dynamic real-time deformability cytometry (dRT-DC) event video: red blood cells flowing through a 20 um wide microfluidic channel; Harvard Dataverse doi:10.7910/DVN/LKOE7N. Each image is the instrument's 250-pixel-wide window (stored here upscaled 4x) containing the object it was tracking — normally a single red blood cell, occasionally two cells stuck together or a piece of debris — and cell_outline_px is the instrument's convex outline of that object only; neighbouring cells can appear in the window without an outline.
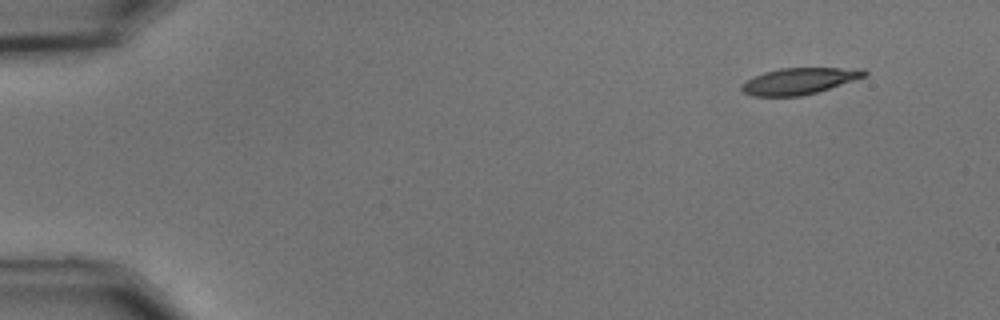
{"species": "common noctule bat (a hibernating species)", "species_latin": "Nyctalus noctula", "temperature_condition": "cold", "stored_images_in_passage": 53, "camera_frame_rate_fps": 3000, "um_per_image_px": 0.085, "animal": {"sex": "male", "body_mass_g": 15.6}, "frame": {"image": 1, "passage_image": 1, "time_ms": 0.0, "image_size_px": [1000, 320], "cell_outline_px": [[868, 72], [864, 76], [816, 92], [800, 96], [752, 96], [744, 92], [740, 88], [740, 84], [764, 72], [780, 68], [864, 68]], "centroid_in_image_um": [67.9, 6.88], "position_along_channel_um": 17.1, "area_um2": 18.55}}
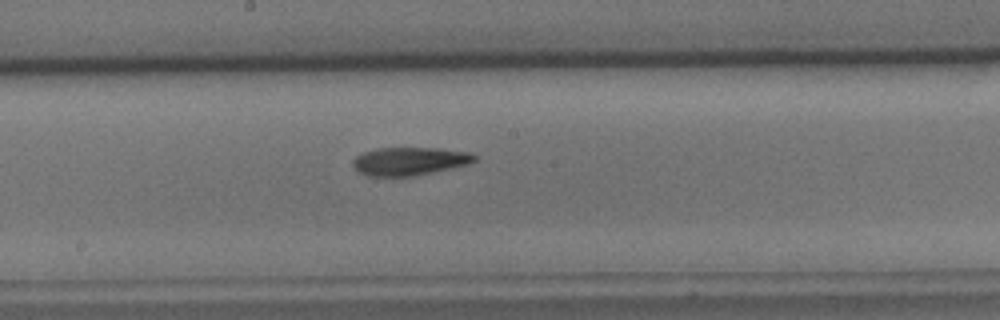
{"frame": {"image": 2, "passage_image": 27, "time_ms": 8.667, "image_size_px": [1000, 320], "cell_outline_px": [[476, 160], [468, 164], [452, 168], [416, 176], [368, 176], [356, 172], [352, 164], [352, 160], [356, 156], [364, 152], [376, 148], [440, 148], [472, 152], [476, 156]], "centroid_in_image_um": [34.8, 13.7], "position_along_channel_um": 213.4, "area_um2": 20.23}}
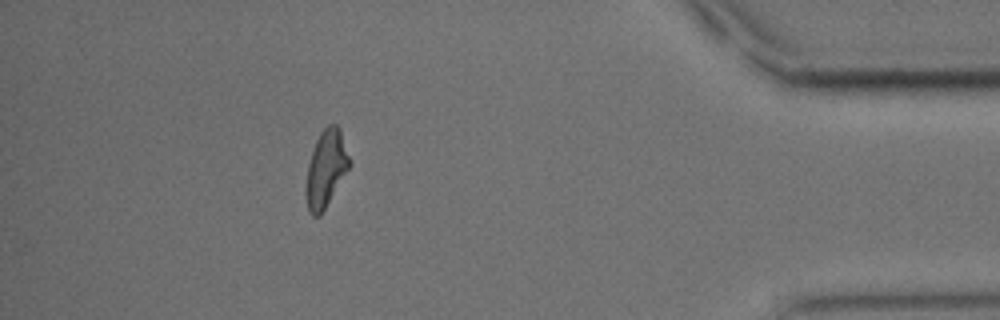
{"frame": {"image": 3, "passage_image": 47, "time_ms": 15.333, "image_size_px": [1000, 320], "cell_outline_px": [[352, 164], [320, 216], [312, 216], [308, 212], [304, 192], [308, 164], [316, 140], [320, 132], [328, 124], [336, 124], [340, 128]], "centroid_in_image_um": [27.7, 14.35], "position_along_channel_um": 407.5, "area_um2": 19.71}, "authors_computed_cell_mechanics": {"area_um2": 19.8832, "velocity_mm_per_s": 3.5599, "shape_relaxation_time_tau1_ms": 8.2853, "shape_relaxation_time_tau2_ms": 10.8187, "deformation_change_tau1": 0.2156, "deformation_change_tau2": 0.2175}}